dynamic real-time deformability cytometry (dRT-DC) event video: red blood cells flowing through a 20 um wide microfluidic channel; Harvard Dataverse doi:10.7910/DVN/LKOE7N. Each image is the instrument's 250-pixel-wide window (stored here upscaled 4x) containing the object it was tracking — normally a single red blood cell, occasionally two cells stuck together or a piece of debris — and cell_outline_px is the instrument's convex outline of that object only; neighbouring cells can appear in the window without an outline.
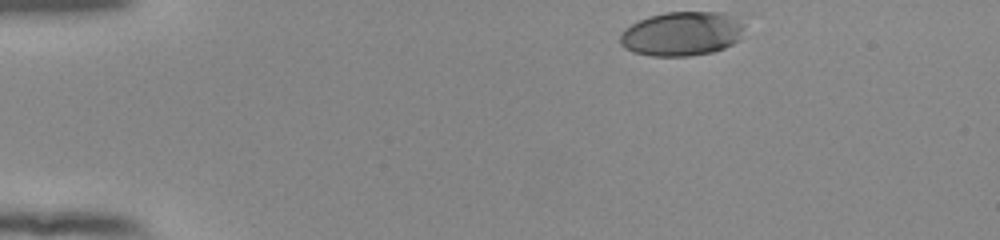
{"species": "human", "species_latin": "Homo sapiens", "temperature_condition": "room temperature", "stored_images_in_passage": 19, "camera_frame_rate_fps": 3000, "um_per_image_px": 0.085, "donor": {"sex": "female"}, "frame": {"image": 1, "passage_image": 1, "time_ms": 0.0, "image_size_px": [1000, 240], "cell_outline_px": [[744, 28], [740, 40], [724, 48], [712, 52], [688, 56], [652, 56], [632, 52], [624, 48], [620, 44], [620, 36], [624, 28], [648, 16], [664, 12], [740, 12], [744, 16]], "centroid_in_image_um": [58.06, 2.83], "position_along_channel_um": 26.9, "area_um2": 33.0}}
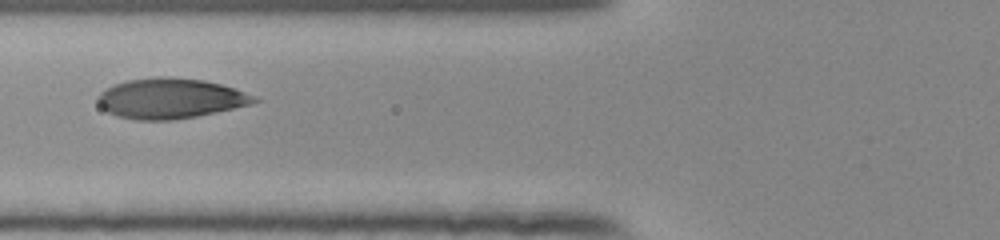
{"frame": {"image": 2, "passage_image": 14, "time_ms": 4.333, "image_size_px": [1000, 240], "cell_outline_px": [[260, 100], [248, 104], [216, 112], [176, 120], [136, 120], [116, 116], [108, 112], [96, 100], [96, 96], [104, 88], [128, 80], [156, 76], [168, 76], [204, 80], [220, 84], [256, 96]], "centroid_in_image_um": [14.43, 8.36], "position_along_channel_um": 111.4, "area_um2": 36.59}}
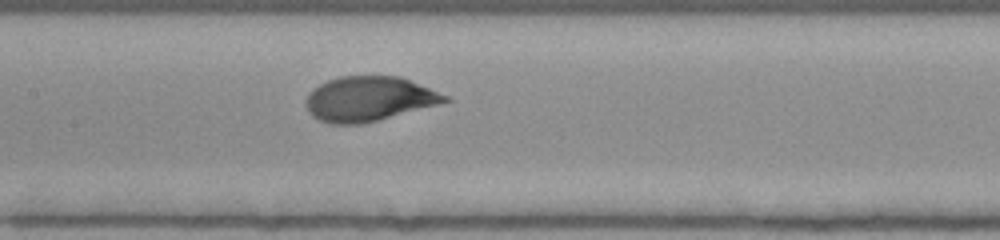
{"frame": {"image": 3, "passage_image": 19, "time_ms": 6.0, "image_size_px": [1000, 240], "cell_outline_px": [[452, 100], [364, 124], [328, 124], [312, 116], [308, 112], [304, 104], [308, 92], [312, 88], [328, 80], [340, 76], [400, 76], [448, 96]], "centroid_in_image_um": [31.29, 8.41], "position_along_channel_um": 176.1, "area_um2": 36.24}}